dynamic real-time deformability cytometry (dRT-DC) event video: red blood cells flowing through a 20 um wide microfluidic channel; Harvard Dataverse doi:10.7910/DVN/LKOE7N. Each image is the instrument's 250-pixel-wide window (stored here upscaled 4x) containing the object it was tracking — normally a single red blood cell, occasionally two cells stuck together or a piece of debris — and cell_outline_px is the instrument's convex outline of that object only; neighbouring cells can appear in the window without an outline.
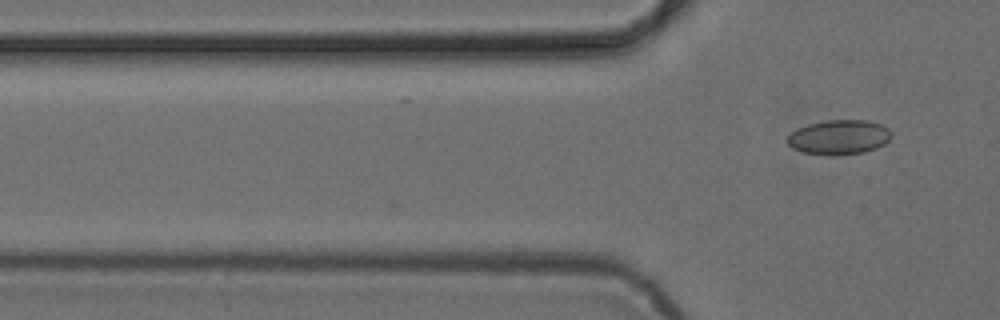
{"species": "common noctule bat (a hibernating species)", "species_latin": "Nyctalus noctula", "temperature_condition": "cold", "stored_images_in_passage": 3, "camera_frame_rate_fps": 3000, "um_per_image_px": 0.085, "animal": {"sex": "female", "body_mass_g": 24.6, "forearm_length_mm": 56.2}, "frame": {"image": 1, "passage_image": 3, "time_ms": 0.667, "image_size_px": [1000, 320], "cell_outline_px": [[892, 136], [884, 144], [876, 148], [864, 152], [804, 152], [792, 148], [788, 144], [788, 136], [796, 128], [808, 124], [824, 120], [868, 120], [880, 124], [888, 128], [892, 132]], "centroid_in_image_um": [71.34, 11.6], "position_along_channel_um": 54.5, "area_um2": 20.23}}